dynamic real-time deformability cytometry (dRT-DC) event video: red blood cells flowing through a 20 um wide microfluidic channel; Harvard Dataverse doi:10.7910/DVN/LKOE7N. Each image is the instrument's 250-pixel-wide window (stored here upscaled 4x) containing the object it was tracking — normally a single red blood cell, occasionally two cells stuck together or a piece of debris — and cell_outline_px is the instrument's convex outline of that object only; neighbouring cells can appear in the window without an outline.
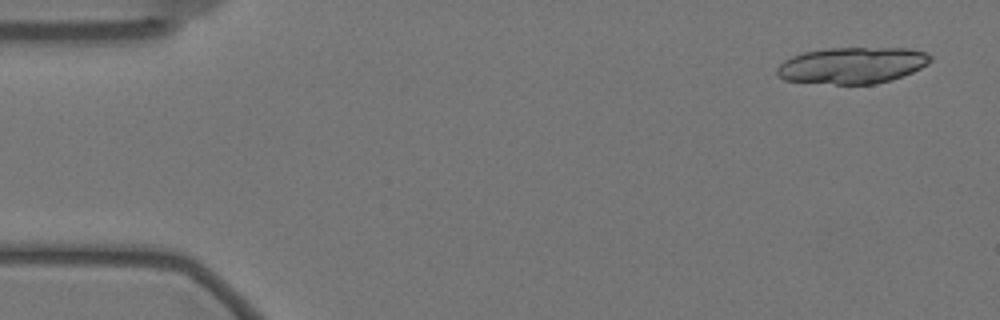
{"species": "Egyptian fruit bat (a non-hibernating species)", "species_latin": "Rousettus aegyptiacus", "temperature_condition": "warm", "stored_images_in_passage": 19, "camera_frame_rate_fps": 3000, "um_per_image_px": 0.085, "animal": {"sex": "female"}, "frame": {"image": 1, "passage_image": 3, "time_ms": 0.667, "image_size_px": [1000, 320], "cell_outline_px": [[932, 60], [928, 64], [912, 72], [892, 80], [876, 84], [836, 84], [784, 80], [776, 76], [776, 68], [784, 60], [792, 56], [804, 52], [828, 48], [908, 48], [924, 52], [932, 56]], "centroid_in_image_um": [72.43, 5.56], "position_along_channel_um": 12.6, "area_um2": 32.66}}